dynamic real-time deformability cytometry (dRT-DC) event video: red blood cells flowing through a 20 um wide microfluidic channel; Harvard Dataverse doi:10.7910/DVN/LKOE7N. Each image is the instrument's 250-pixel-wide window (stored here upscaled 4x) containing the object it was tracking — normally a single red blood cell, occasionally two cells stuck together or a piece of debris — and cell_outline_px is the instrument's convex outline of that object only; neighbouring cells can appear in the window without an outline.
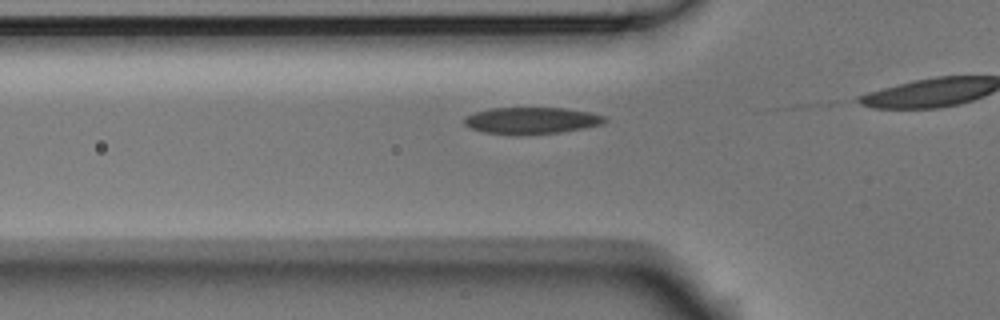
{"species": "Egyptian fruit bat (a non-hibernating species)", "species_latin": "Rousettus aegyptiacus", "temperature_condition": "room temperature", "stored_images_in_passage": 12, "camera_frame_rate_fps": 3000, "um_per_image_px": 0.085, "animal": {"sex": "male"}, "frame": {"image": 1, "passage_image": 7, "time_ms": 2.0, "image_size_px": [1000, 320], "cell_outline_px": [[608, 120], [604, 124], [584, 128], [560, 132], [520, 136], [484, 132], [468, 128], [464, 124], [464, 116], [476, 112], [492, 108], [564, 108], [588, 112], [604, 116]], "centroid_in_image_um": [45.15, 10.26], "position_along_channel_um": 80.6, "area_um2": 22.08}}
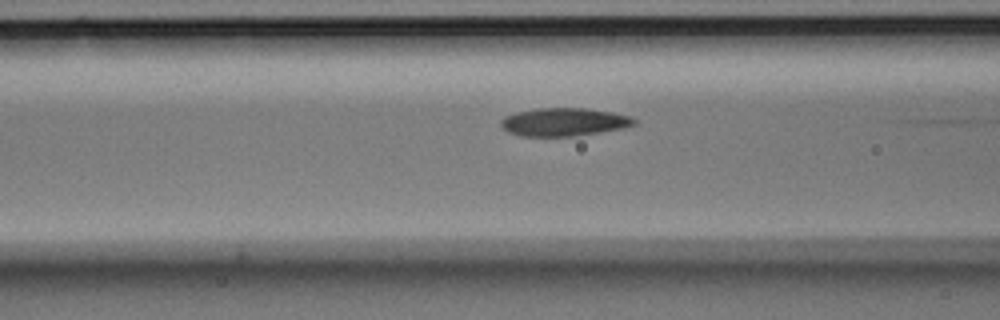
{"frame": {"image": 2, "passage_image": 10, "time_ms": 3.0, "image_size_px": [1000, 320], "cell_outline_px": [[636, 124], [624, 128], [600, 132], [572, 136], [520, 136], [508, 132], [500, 124], [500, 120], [504, 116], [516, 112], [536, 108], [584, 108], [612, 112], [632, 116], [636, 120]], "centroid_in_image_um": [47.93, 10.36], "position_along_channel_um": 118.7, "area_um2": 21.91}}